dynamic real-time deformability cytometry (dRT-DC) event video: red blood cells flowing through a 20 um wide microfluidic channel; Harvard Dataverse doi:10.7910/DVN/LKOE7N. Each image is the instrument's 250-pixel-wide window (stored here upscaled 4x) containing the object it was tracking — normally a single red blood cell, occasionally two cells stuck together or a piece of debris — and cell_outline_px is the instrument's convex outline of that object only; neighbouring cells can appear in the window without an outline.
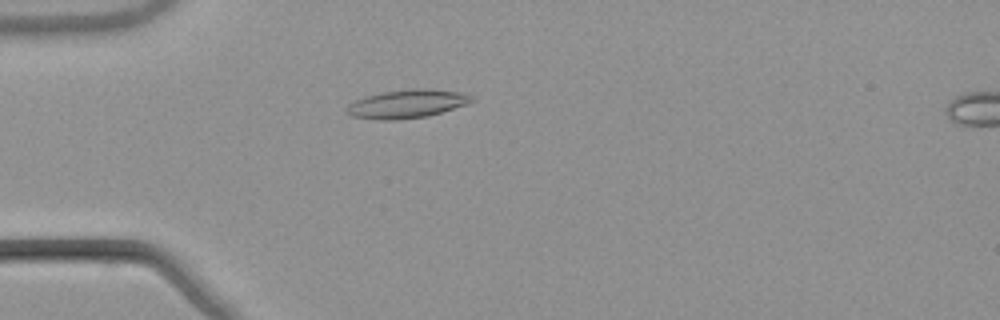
{"species": "common noctule bat (a hibernating species)", "species_latin": "Nyctalus noctula", "temperature_condition": "warm", "stored_images_in_passage": 53, "camera_frame_rate_fps": 3000, "um_per_image_px": 0.085, "animal": {"sex": "male", "body_mass_g": 21.5, "forearm_length_mm": 52.0}, "frame": {"image": 1, "passage_image": 15, "time_ms": 4.667, "image_size_px": [1000, 320], "cell_outline_px": [[476, 100], [468, 104], [428, 116], [392, 120], [380, 120], [352, 116], [344, 112], [344, 108], [348, 104], [364, 96], [380, 92], [412, 88], [432, 88], [460, 92], [472, 96]], "centroid_in_image_um": [34.58, 8.81], "position_along_channel_um": 50.4, "area_um2": 21.04}}
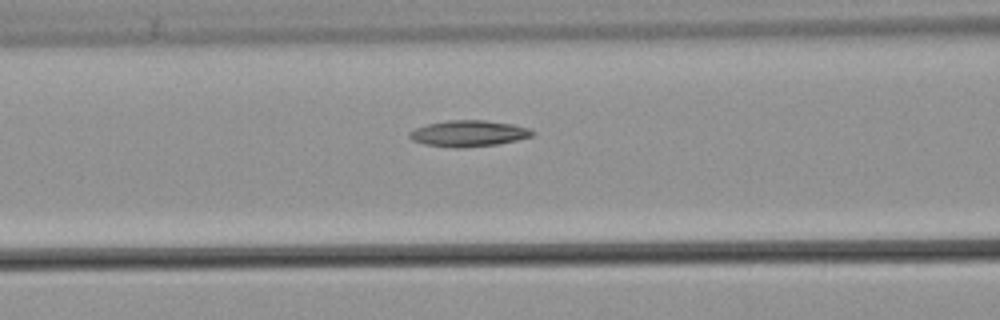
{"frame": {"image": 2, "passage_image": 22, "time_ms": 7.0, "image_size_px": [1000, 320], "cell_outline_px": [[536, 132], [532, 136], [500, 144], [460, 148], [452, 148], [424, 144], [412, 140], [408, 136], [408, 132], [416, 128], [428, 124], [448, 120], [484, 120], [512, 124], [528, 128]], "centroid_in_image_um": [39.82, 11.35], "position_along_channel_um": 126.8, "area_um2": 18.79}}
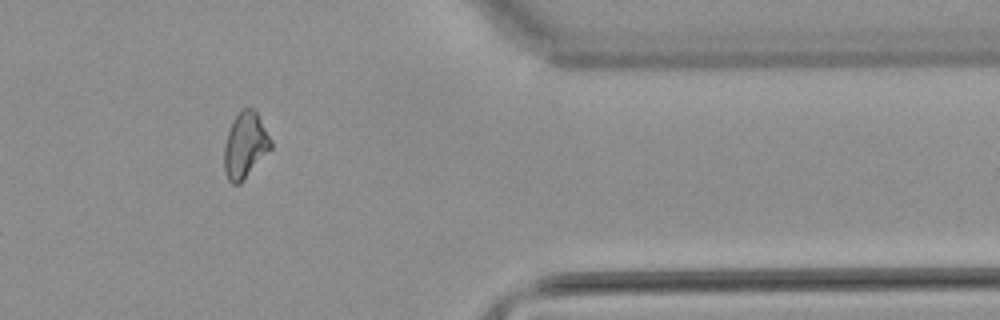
{"frame": {"image": 3, "passage_image": 44, "time_ms": 14.333, "image_size_px": [1000, 320], "cell_outline_px": [[272, 148], [240, 184], [232, 184], [228, 180], [224, 172], [224, 144], [232, 120], [244, 108], [252, 108], [256, 112], [272, 140]], "centroid_in_image_um": [20.83, 12.38], "position_along_channel_um": 390.6, "area_um2": 17.86}, "authors_computed_cell_mechanics": {"area_um2": 18.3226, "velocity_mm_per_s": 3.866, "shape_relaxation_time_tau1_ms": null, "shape_relaxation_time_tau2_ms": 8.4488, "deformation_change_tau1": null, "deformation_change_tau2": 0.1865}}